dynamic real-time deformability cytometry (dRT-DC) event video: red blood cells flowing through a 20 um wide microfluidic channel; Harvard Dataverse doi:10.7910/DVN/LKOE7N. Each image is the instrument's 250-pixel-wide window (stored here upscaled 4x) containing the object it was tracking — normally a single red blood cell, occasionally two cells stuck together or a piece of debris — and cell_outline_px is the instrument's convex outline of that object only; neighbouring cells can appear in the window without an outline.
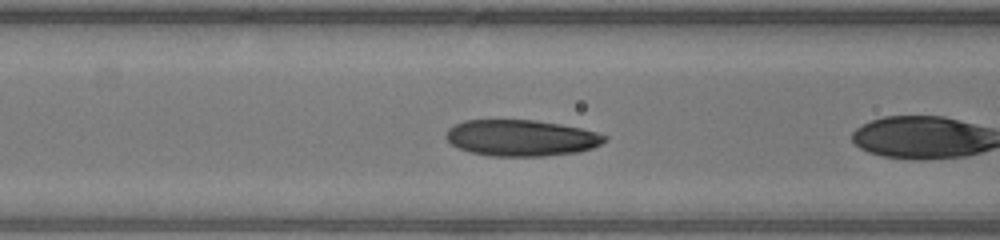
{"species": "human", "species_latin": "Homo sapiens", "temperature_condition": "warm", "stored_images_in_passage": 5, "camera_frame_rate_fps": 3000, "um_per_image_px": 0.085, "donor": {"sex": "male"}, "frame": {"image": 1, "passage_image": 4, "time_ms": 1.0, "image_size_px": [1000, 240], "cell_outline_px": [[608, 140], [592, 148], [580, 152], [544, 156], [488, 156], [472, 152], [460, 148], [452, 144], [444, 136], [448, 128], [464, 120], [536, 120], [560, 124], [580, 128], [596, 132], [608, 136]], "centroid_in_image_um": [44.32, 11.72], "position_along_channel_um": 122.3, "area_um2": 33.58}}